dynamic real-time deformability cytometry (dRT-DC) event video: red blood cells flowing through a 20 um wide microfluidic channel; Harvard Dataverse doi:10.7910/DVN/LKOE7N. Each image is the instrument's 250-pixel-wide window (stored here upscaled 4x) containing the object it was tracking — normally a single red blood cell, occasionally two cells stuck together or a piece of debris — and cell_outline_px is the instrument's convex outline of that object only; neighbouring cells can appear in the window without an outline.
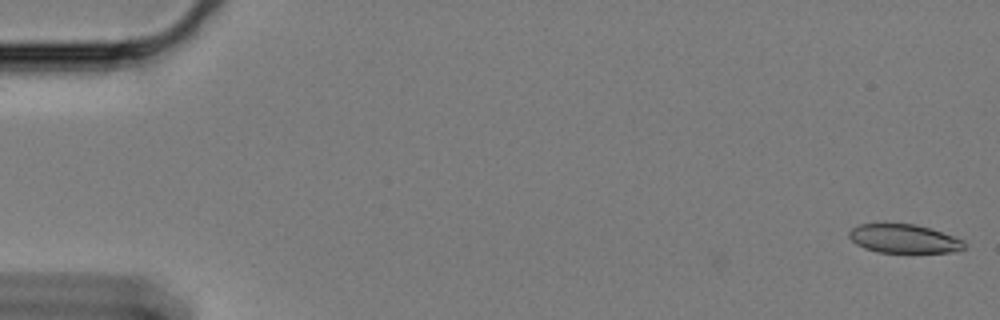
{"species": "Egyptian fruit bat (a non-hibernating species)", "species_latin": "Rousettus aegyptiacus", "temperature_condition": "cold", "stored_images_in_passage": 60, "camera_frame_rate_fps": 3000, "um_per_image_px": 0.085, "animal": {"sex": "female"}, "frame": {"image": 1, "passage_image": 1, "time_ms": 0.0, "image_size_px": [1000, 320], "cell_outline_px": [[964, 248], [948, 252], [880, 252], [864, 248], [856, 244], [848, 236], [848, 232], [852, 228], [860, 224], [884, 220], [916, 224], [964, 240]], "centroid_in_image_um": [76.72, 20.23], "position_along_channel_um": 8.3, "area_um2": 19.71}}
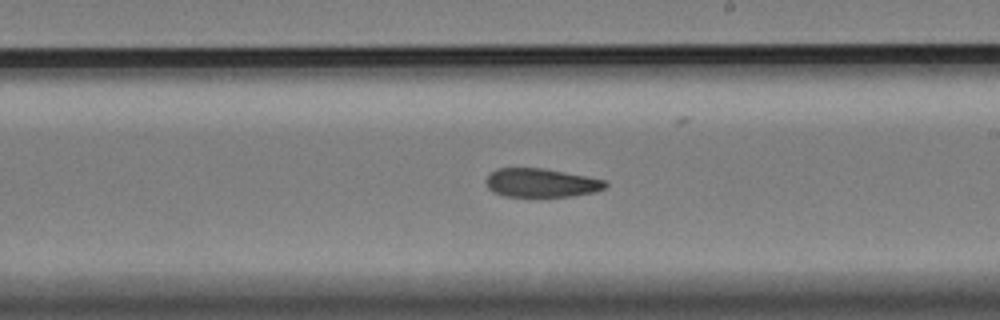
{"frame": {"image": 2, "passage_image": 35, "time_ms": 11.333, "image_size_px": [1000, 320], "cell_outline_px": [[608, 184], [604, 188], [592, 192], [572, 196], [504, 196], [492, 192], [488, 188], [488, 176], [496, 168], [540, 168], [584, 176], [604, 180]], "centroid_in_image_um": [45.97, 15.54], "position_along_channel_um": 243.0, "area_um2": 19.48}}
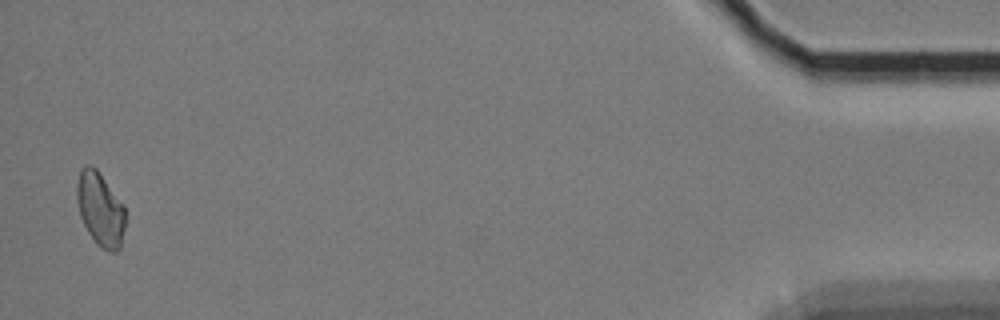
{"frame": {"image": 3, "passage_image": 59, "time_ms": 19.333, "image_size_px": [1000, 320], "cell_outline_px": [[124, 228], [120, 248], [116, 252], [112, 252], [100, 248], [96, 244], [88, 232], [80, 216], [76, 196], [76, 184], [80, 168], [84, 164], [92, 164], [96, 168], [124, 204]], "centroid_in_image_um": [8.5, 17.75], "position_along_channel_um": 426.7, "area_um2": 21.04}, "authors_computed_cell_mechanics": {"area_um2": 21.1259, "velocity_mm_per_s": 3.3324, "shape_relaxation_time_tau1_ms": null, "shape_relaxation_time_tau2_ms": 9.3028, "deformation_change_tau1": null, "deformation_change_tau2": 0.153}}